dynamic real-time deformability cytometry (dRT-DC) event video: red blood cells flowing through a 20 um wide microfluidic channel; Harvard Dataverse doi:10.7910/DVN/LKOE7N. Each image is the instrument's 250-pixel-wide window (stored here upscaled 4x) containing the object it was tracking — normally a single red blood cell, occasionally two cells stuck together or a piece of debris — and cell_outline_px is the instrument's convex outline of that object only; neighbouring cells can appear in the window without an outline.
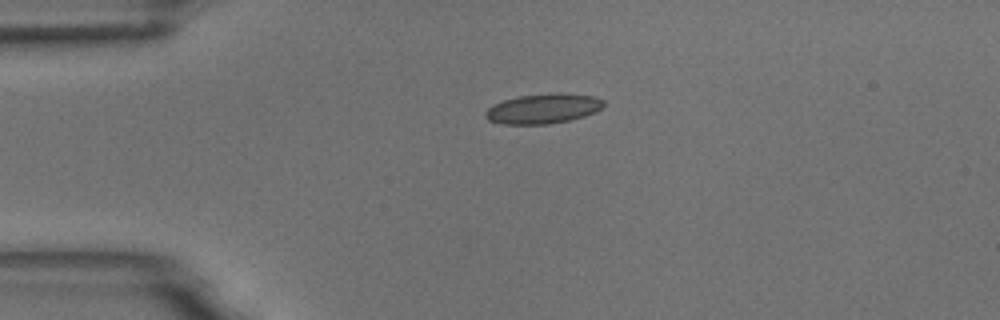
{"species": "common noctule bat (a hibernating species)", "species_latin": "Nyctalus noctula", "temperature_condition": "room temperature", "stored_images_in_passage": 43, "camera_frame_rate_fps": 3000, "um_per_image_px": 0.085, "animal": {"sex": "male", "body_mass_g": 18.8}, "frame": {"image": 1, "passage_image": 1, "time_ms": 0.0, "image_size_px": [1000, 320], "cell_outline_px": [[604, 104], [600, 108], [584, 116], [568, 120], [548, 124], [504, 124], [488, 120], [484, 116], [484, 112], [492, 104], [504, 100], [520, 96], [596, 96], [604, 100]], "centroid_in_image_um": [46.07, 9.29], "position_along_channel_um": 38.9, "area_um2": 19.42}}
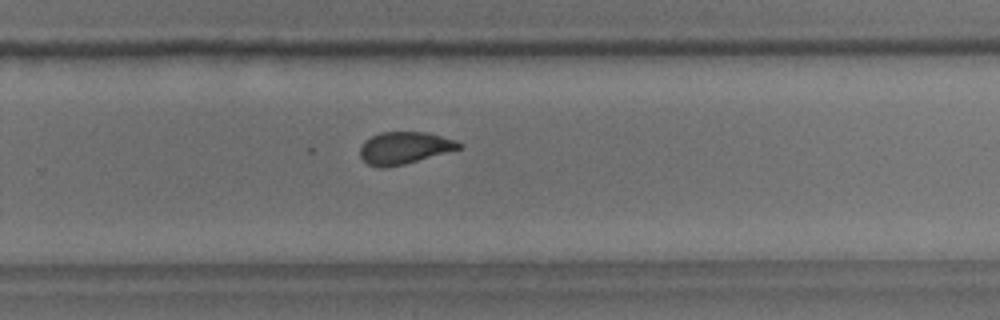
{"frame": {"image": 2, "passage_image": 24, "time_ms": 7.667, "image_size_px": [1000, 320], "cell_outline_px": [[464, 148], [404, 164], [384, 168], [380, 168], [368, 164], [360, 156], [360, 144], [364, 140], [380, 132], [428, 132], [456, 140], [464, 144]], "centroid_in_image_um": [34.4, 12.56], "position_along_channel_um": 295.4, "area_um2": 18.79}}
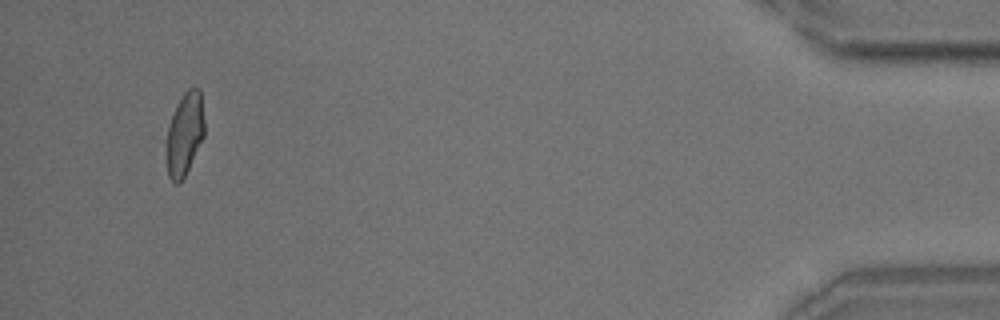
{"frame": {"image": 3, "passage_image": 40, "time_ms": 13.0, "image_size_px": [1000, 320], "cell_outline_px": [[204, 136], [180, 184], [176, 184], [168, 176], [168, 128], [176, 104], [184, 92], [188, 88], [200, 88], [204, 120]], "centroid_in_image_um": [15.72, 11.34], "position_along_channel_um": 419.5, "area_um2": 17.86}, "authors_computed_cell_mechanics": {"area_um2": 19.2474, "velocity_mm_per_s": 3.7158, "shape_relaxation_time_tau1_ms": null, "shape_relaxation_time_tau2_ms": 1.6341, "deformation_change_tau1": null, "deformation_change_tau2": 0.0536}}